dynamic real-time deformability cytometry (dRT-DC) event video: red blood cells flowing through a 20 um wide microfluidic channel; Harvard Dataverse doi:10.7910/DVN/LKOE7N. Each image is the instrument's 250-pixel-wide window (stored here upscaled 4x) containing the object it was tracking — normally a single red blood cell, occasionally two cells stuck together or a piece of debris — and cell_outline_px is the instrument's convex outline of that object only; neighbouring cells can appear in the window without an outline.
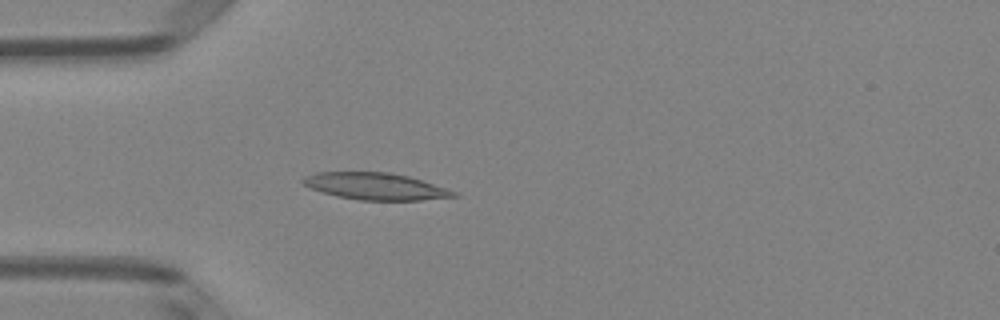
{"species": "Egyptian fruit bat (a non-hibernating species)", "species_latin": "Rousettus aegyptiacus", "temperature_condition": "room temperature", "stored_images_in_passage": 5, "camera_frame_rate_fps": 3000, "um_per_image_px": 0.085, "animal": {"sex": "female"}, "frame": {"image": 1, "passage_image": 5, "time_ms": 1.333, "image_size_px": [1000, 320], "cell_outline_px": [[460, 196], [420, 200], [360, 200], [336, 196], [312, 188], [304, 184], [300, 180], [304, 176], [316, 172], [392, 172], [408, 176], [448, 188], [460, 192]], "centroid_in_image_um": [31.97, 15.83], "position_along_channel_um": 53.0, "area_um2": 23.7}}